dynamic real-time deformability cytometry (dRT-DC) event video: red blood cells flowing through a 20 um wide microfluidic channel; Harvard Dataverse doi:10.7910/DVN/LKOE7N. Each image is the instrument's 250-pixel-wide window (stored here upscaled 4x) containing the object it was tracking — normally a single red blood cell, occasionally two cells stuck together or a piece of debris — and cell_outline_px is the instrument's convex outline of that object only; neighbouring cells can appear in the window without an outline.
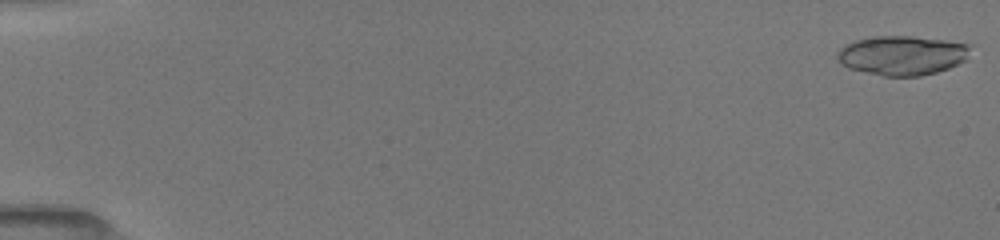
{"species": "common noctule bat (a hibernating species)", "species_latin": "Nyctalus noctula", "temperature_condition": "room temperature", "stored_images_in_passage": 37, "camera_frame_rate_fps": 3000, "um_per_image_px": 0.085, "animal": {"sex": "female", "body_mass_g": 19.5, "forearm_length_mm": 54.1}, "frame": {"image": 1, "passage_image": 1, "time_ms": 0.0, "image_size_px": [1000, 240], "cell_outline_px": [[972, 44], [964, 60], [948, 68], [936, 72], [920, 76], [884, 76], [848, 68], [840, 64], [836, 56], [836, 52], [844, 44], [856, 40], [876, 36], [912, 36], [944, 40]], "centroid_in_image_um": [76.63, 4.7], "position_along_channel_um": 8.4, "area_um2": 30.52}}
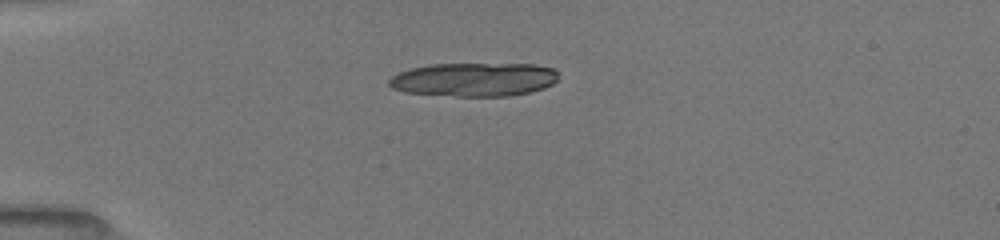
{"frame": {"image": 2, "passage_image": 24, "time_ms": 4.333, "image_size_px": [1000, 240], "cell_outline_px": [[556, 80], [552, 84], [544, 88], [532, 92], [508, 96], [456, 96], [404, 92], [392, 88], [388, 84], [388, 80], [392, 76], [400, 72], [412, 68], [428, 64], [536, 64], [556, 68]], "centroid_in_image_um": [40.31, 6.75], "position_along_channel_um": 44.7, "area_um2": 33.41}}